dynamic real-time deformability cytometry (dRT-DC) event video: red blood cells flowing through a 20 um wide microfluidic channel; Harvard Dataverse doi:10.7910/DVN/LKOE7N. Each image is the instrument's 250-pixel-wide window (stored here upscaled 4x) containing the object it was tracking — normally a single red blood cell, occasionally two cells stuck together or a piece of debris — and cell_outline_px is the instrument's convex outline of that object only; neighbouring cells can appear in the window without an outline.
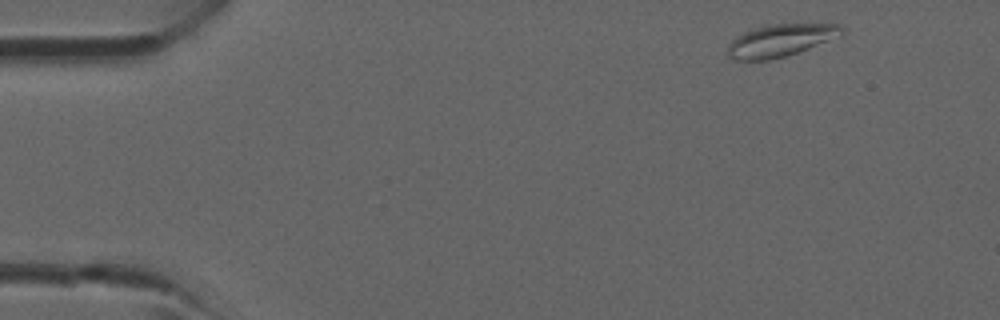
{"species": "common noctule bat (a hibernating species)", "species_latin": "Nyctalus noctula", "temperature_condition": "room temperature", "stored_images_in_passage": 3, "camera_frame_rate_fps": 3000, "um_per_image_px": 0.085, "animal": {"sex": "male", "forearm_length_mm": 52.5}, "frame": {"image": 1, "passage_image": 1, "time_ms": 0.0, "image_size_px": [1000, 320], "cell_outline_px": [[844, 36], [784, 56], [768, 60], [732, 60], [728, 56], [728, 44], [736, 36], [744, 32], [768, 24], [836, 24], [844, 28]], "centroid_in_image_um": [66.36, 3.43], "position_along_channel_um": 18.6, "area_um2": 21.5}}